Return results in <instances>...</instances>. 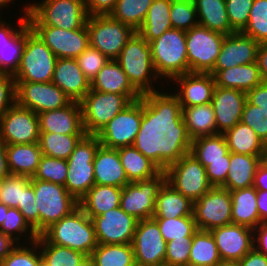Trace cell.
Masks as SVG:
<instances>
[{"label": "cell", "instance_id": "obj_1", "mask_svg": "<svg viewBox=\"0 0 267 266\" xmlns=\"http://www.w3.org/2000/svg\"><path fill=\"white\" fill-rule=\"evenodd\" d=\"M192 140L178 97L153 91L142 95V120L133 146L162 171L190 152Z\"/></svg>", "mask_w": 267, "mask_h": 266}, {"label": "cell", "instance_id": "obj_2", "mask_svg": "<svg viewBox=\"0 0 267 266\" xmlns=\"http://www.w3.org/2000/svg\"><path fill=\"white\" fill-rule=\"evenodd\" d=\"M49 243L91 256L98 242L91 218L78 206L41 234Z\"/></svg>", "mask_w": 267, "mask_h": 266}, {"label": "cell", "instance_id": "obj_3", "mask_svg": "<svg viewBox=\"0 0 267 266\" xmlns=\"http://www.w3.org/2000/svg\"><path fill=\"white\" fill-rule=\"evenodd\" d=\"M27 5L22 11L30 26L74 30L82 28L88 18L84 0H41L40 3Z\"/></svg>", "mask_w": 267, "mask_h": 266}, {"label": "cell", "instance_id": "obj_4", "mask_svg": "<svg viewBox=\"0 0 267 266\" xmlns=\"http://www.w3.org/2000/svg\"><path fill=\"white\" fill-rule=\"evenodd\" d=\"M116 61L141 95L157 91L152 83L160 77L153 66L150 43L137 32L127 41Z\"/></svg>", "mask_w": 267, "mask_h": 266}, {"label": "cell", "instance_id": "obj_5", "mask_svg": "<svg viewBox=\"0 0 267 266\" xmlns=\"http://www.w3.org/2000/svg\"><path fill=\"white\" fill-rule=\"evenodd\" d=\"M152 62L156 74L173 79L189 72L186 48V31L170 29L150 42Z\"/></svg>", "mask_w": 267, "mask_h": 266}, {"label": "cell", "instance_id": "obj_6", "mask_svg": "<svg viewBox=\"0 0 267 266\" xmlns=\"http://www.w3.org/2000/svg\"><path fill=\"white\" fill-rule=\"evenodd\" d=\"M57 59L51 49L29 26L25 30V47L18 71L13 76L14 80L51 82Z\"/></svg>", "mask_w": 267, "mask_h": 266}, {"label": "cell", "instance_id": "obj_7", "mask_svg": "<svg viewBox=\"0 0 267 266\" xmlns=\"http://www.w3.org/2000/svg\"><path fill=\"white\" fill-rule=\"evenodd\" d=\"M141 97L90 90L80 101L86 135H96L113 117Z\"/></svg>", "mask_w": 267, "mask_h": 266}, {"label": "cell", "instance_id": "obj_8", "mask_svg": "<svg viewBox=\"0 0 267 266\" xmlns=\"http://www.w3.org/2000/svg\"><path fill=\"white\" fill-rule=\"evenodd\" d=\"M100 145L96 135H85L67 159L65 188L78 202L95 185L93 160Z\"/></svg>", "mask_w": 267, "mask_h": 266}, {"label": "cell", "instance_id": "obj_9", "mask_svg": "<svg viewBox=\"0 0 267 266\" xmlns=\"http://www.w3.org/2000/svg\"><path fill=\"white\" fill-rule=\"evenodd\" d=\"M30 182L34 188L36 211H39V235L79 206L65 186L40 180Z\"/></svg>", "mask_w": 267, "mask_h": 266}, {"label": "cell", "instance_id": "obj_10", "mask_svg": "<svg viewBox=\"0 0 267 266\" xmlns=\"http://www.w3.org/2000/svg\"><path fill=\"white\" fill-rule=\"evenodd\" d=\"M89 46L98 49L110 60H116L127 41L136 32L131 26L110 15L88 16L86 21Z\"/></svg>", "mask_w": 267, "mask_h": 266}, {"label": "cell", "instance_id": "obj_11", "mask_svg": "<svg viewBox=\"0 0 267 266\" xmlns=\"http://www.w3.org/2000/svg\"><path fill=\"white\" fill-rule=\"evenodd\" d=\"M225 35L197 25L186 31L189 72L210 73L216 64Z\"/></svg>", "mask_w": 267, "mask_h": 266}, {"label": "cell", "instance_id": "obj_12", "mask_svg": "<svg viewBox=\"0 0 267 266\" xmlns=\"http://www.w3.org/2000/svg\"><path fill=\"white\" fill-rule=\"evenodd\" d=\"M166 181L193 202L213 186L209 183L205 167L189 152L165 170Z\"/></svg>", "mask_w": 267, "mask_h": 266}, {"label": "cell", "instance_id": "obj_13", "mask_svg": "<svg viewBox=\"0 0 267 266\" xmlns=\"http://www.w3.org/2000/svg\"><path fill=\"white\" fill-rule=\"evenodd\" d=\"M166 181L165 171L146 179L129 182L122 188L120 207L137 220L153 217L159 189Z\"/></svg>", "mask_w": 267, "mask_h": 266}, {"label": "cell", "instance_id": "obj_14", "mask_svg": "<svg viewBox=\"0 0 267 266\" xmlns=\"http://www.w3.org/2000/svg\"><path fill=\"white\" fill-rule=\"evenodd\" d=\"M142 97L113 117L97 134L102 146L111 149L132 146L140 130Z\"/></svg>", "mask_w": 267, "mask_h": 266}, {"label": "cell", "instance_id": "obj_15", "mask_svg": "<svg viewBox=\"0 0 267 266\" xmlns=\"http://www.w3.org/2000/svg\"><path fill=\"white\" fill-rule=\"evenodd\" d=\"M193 216L197 228L206 231L232 223L230 191L222 187H212L194 201Z\"/></svg>", "mask_w": 267, "mask_h": 266}, {"label": "cell", "instance_id": "obj_16", "mask_svg": "<svg viewBox=\"0 0 267 266\" xmlns=\"http://www.w3.org/2000/svg\"><path fill=\"white\" fill-rule=\"evenodd\" d=\"M39 118L16 102L0 117V139L6 145L39 142Z\"/></svg>", "mask_w": 267, "mask_h": 266}, {"label": "cell", "instance_id": "obj_17", "mask_svg": "<svg viewBox=\"0 0 267 266\" xmlns=\"http://www.w3.org/2000/svg\"><path fill=\"white\" fill-rule=\"evenodd\" d=\"M16 103L39 114L67 106L72 100L53 82L15 81Z\"/></svg>", "mask_w": 267, "mask_h": 266}, {"label": "cell", "instance_id": "obj_18", "mask_svg": "<svg viewBox=\"0 0 267 266\" xmlns=\"http://www.w3.org/2000/svg\"><path fill=\"white\" fill-rule=\"evenodd\" d=\"M131 245L137 266L164 265L167 242L153 218L138 220Z\"/></svg>", "mask_w": 267, "mask_h": 266}, {"label": "cell", "instance_id": "obj_19", "mask_svg": "<svg viewBox=\"0 0 267 266\" xmlns=\"http://www.w3.org/2000/svg\"><path fill=\"white\" fill-rule=\"evenodd\" d=\"M99 244H131L138 220L116 207L91 218Z\"/></svg>", "mask_w": 267, "mask_h": 266}, {"label": "cell", "instance_id": "obj_20", "mask_svg": "<svg viewBox=\"0 0 267 266\" xmlns=\"http://www.w3.org/2000/svg\"><path fill=\"white\" fill-rule=\"evenodd\" d=\"M57 58L76 59L89 46L86 24L79 29L64 30L51 26H30Z\"/></svg>", "mask_w": 267, "mask_h": 266}, {"label": "cell", "instance_id": "obj_21", "mask_svg": "<svg viewBox=\"0 0 267 266\" xmlns=\"http://www.w3.org/2000/svg\"><path fill=\"white\" fill-rule=\"evenodd\" d=\"M221 260L240 261L253 247V229L230 223L212 229Z\"/></svg>", "mask_w": 267, "mask_h": 266}, {"label": "cell", "instance_id": "obj_22", "mask_svg": "<svg viewBox=\"0 0 267 266\" xmlns=\"http://www.w3.org/2000/svg\"><path fill=\"white\" fill-rule=\"evenodd\" d=\"M259 44V42L242 32L225 35L213 70H225L257 62Z\"/></svg>", "mask_w": 267, "mask_h": 266}, {"label": "cell", "instance_id": "obj_23", "mask_svg": "<svg viewBox=\"0 0 267 266\" xmlns=\"http://www.w3.org/2000/svg\"><path fill=\"white\" fill-rule=\"evenodd\" d=\"M177 82L178 92L174 93L181 107H191L211 103L215 80L210 73L188 72L172 79Z\"/></svg>", "mask_w": 267, "mask_h": 266}, {"label": "cell", "instance_id": "obj_24", "mask_svg": "<svg viewBox=\"0 0 267 266\" xmlns=\"http://www.w3.org/2000/svg\"><path fill=\"white\" fill-rule=\"evenodd\" d=\"M246 93L216 86L211 104L215 113L217 134H224L242 119Z\"/></svg>", "mask_w": 267, "mask_h": 266}, {"label": "cell", "instance_id": "obj_25", "mask_svg": "<svg viewBox=\"0 0 267 266\" xmlns=\"http://www.w3.org/2000/svg\"><path fill=\"white\" fill-rule=\"evenodd\" d=\"M38 118L39 132L86 135L80 102L71 101L63 108L39 113Z\"/></svg>", "mask_w": 267, "mask_h": 266}, {"label": "cell", "instance_id": "obj_26", "mask_svg": "<svg viewBox=\"0 0 267 266\" xmlns=\"http://www.w3.org/2000/svg\"><path fill=\"white\" fill-rule=\"evenodd\" d=\"M72 101L80 102L91 90V81L83 74L76 59L58 58L52 81Z\"/></svg>", "mask_w": 267, "mask_h": 266}, {"label": "cell", "instance_id": "obj_27", "mask_svg": "<svg viewBox=\"0 0 267 266\" xmlns=\"http://www.w3.org/2000/svg\"><path fill=\"white\" fill-rule=\"evenodd\" d=\"M93 164L95 185L123 188L129 183L118 149L100 145L95 153Z\"/></svg>", "mask_w": 267, "mask_h": 266}, {"label": "cell", "instance_id": "obj_28", "mask_svg": "<svg viewBox=\"0 0 267 266\" xmlns=\"http://www.w3.org/2000/svg\"><path fill=\"white\" fill-rule=\"evenodd\" d=\"M210 74L213 75L216 86L236 89L244 93L263 82L257 62L225 70H212Z\"/></svg>", "mask_w": 267, "mask_h": 266}, {"label": "cell", "instance_id": "obj_29", "mask_svg": "<svg viewBox=\"0 0 267 266\" xmlns=\"http://www.w3.org/2000/svg\"><path fill=\"white\" fill-rule=\"evenodd\" d=\"M91 90L119 95H141L116 60H109L91 80Z\"/></svg>", "mask_w": 267, "mask_h": 266}, {"label": "cell", "instance_id": "obj_30", "mask_svg": "<svg viewBox=\"0 0 267 266\" xmlns=\"http://www.w3.org/2000/svg\"><path fill=\"white\" fill-rule=\"evenodd\" d=\"M42 155L39 142L6 145V159L9 173L33 177Z\"/></svg>", "mask_w": 267, "mask_h": 266}, {"label": "cell", "instance_id": "obj_31", "mask_svg": "<svg viewBox=\"0 0 267 266\" xmlns=\"http://www.w3.org/2000/svg\"><path fill=\"white\" fill-rule=\"evenodd\" d=\"M194 202L183 196L167 181L159 189L152 218L193 216Z\"/></svg>", "mask_w": 267, "mask_h": 266}, {"label": "cell", "instance_id": "obj_32", "mask_svg": "<svg viewBox=\"0 0 267 266\" xmlns=\"http://www.w3.org/2000/svg\"><path fill=\"white\" fill-rule=\"evenodd\" d=\"M261 155H246L231 152L230 167L226 182L221 186L229 191L253 186L255 172L261 163Z\"/></svg>", "mask_w": 267, "mask_h": 266}, {"label": "cell", "instance_id": "obj_33", "mask_svg": "<svg viewBox=\"0 0 267 266\" xmlns=\"http://www.w3.org/2000/svg\"><path fill=\"white\" fill-rule=\"evenodd\" d=\"M122 188L94 185L78 202L79 207L90 217L99 216L120 206Z\"/></svg>", "mask_w": 267, "mask_h": 266}, {"label": "cell", "instance_id": "obj_34", "mask_svg": "<svg viewBox=\"0 0 267 266\" xmlns=\"http://www.w3.org/2000/svg\"><path fill=\"white\" fill-rule=\"evenodd\" d=\"M232 199V223L255 229L260 225L257 210V190L247 187L230 191Z\"/></svg>", "mask_w": 267, "mask_h": 266}, {"label": "cell", "instance_id": "obj_35", "mask_svg": "<svg viewBox=\"0 0 267 266\" xmlns=\"http://www.w3.org/2000/svg\"><path fill=\"white\" fill-rule=\"evenodd\" d=\"M181 108L183 121L191 140L217 134L215 113L211 103Z\"/></svg>", "mask_w": 267, "mask_h": 266}, {"label": "cell", "instance_id": "obj_36", "mask_svg": "<svg viewBox=\"0 0 267 266\" xmlns=\"http://www.w3.org/2000/svg\"><path fill=\"white\" fill-rule=\"evenodd\" d=\"M198 25L230 35L236 32L230 25L225 0H194Z\"/></svg>", "mask_w": 267, "mask_h": 266}, {"label": "cell", "instance_id": "obj_37", "mask_svg": "<svg viewBox=\"0 0 267 266\" xmlns=\"http://www.w3.org/2000/svg\"><path fill=\"white\" fill-rule=\"evenodd\" d=\"M118 154L129 182L146 180L158 175L162 171L133 145L119 148Z\"/></svg>", "mask_w": 267, "mask_h": 266}, {"label": "cell", "instance_id": "obj_38", "mask_svg": "<svg viewBox=\"0 0 267 266\" xmlns=\"http://www.w3.org/2000/svg\"><path fill=\"white\" fill-rule=\"evenodd\" d=\"M223 135L232 153L262 155L266 147L255 131L241 121Z\"/></svg>", "mask_w": 267, "mask_h": 266}, {"label": "cell", "instance_id": "obj_39", "mask_svg": "<svg viewBox=\"0 0 267 266\" xmlns=\"http://www.w3.org/2000/svg\"><path fill=\"white\" fill-rule=\"evenodd\" d=\"M170 7L171 0H153L144 23L136 32L150 43L172 29Z\"/></svg>", "mask_w": 267, "mask_h": 266}, {"label": "cell", "instance_id": "obj_40", "mask_svg": "<svg viewBox=\"0 0 267 266\" xmlns=\"http://www.w3.org/2000/svg\"><path fill=\"white\" fill-rule=\"evenodd\" d=\"M190 153L204 167L208 166V161L231 159L226 139L223 134L219 133L193 139Z\"/></svg>", "mask_w": 267, "mask_h": 266}, {"label": "cell", "instance_id": "obj_41", "mask_svg": "<svg viewBox=\"0 0 267 266\" xmlns=\"http://www.w3.org/2000/svg\"><path fill=\"white\" fill-rule=\"evenodd\" d=\"M221 261L211 232L198 229L193 235L188 266H216Z\"/></svg>", "mask_w": 267, "mask_h": 266}, {"label": "cell", "instance_id": "obj_42", "mask_svg": "<svg viewBox=\"0 0 267 266\" xmlns=\"http://www.w3.org/2000/svg\"><path fill=\"white\" fill-rule=\"evenodd\" d=\"M95 266H137L131 244H99L90 256Z\"/></svg>", "mask_w": 267, "mask_h": 266}, {"label": "cell", "instance_id": "obj_43", "mask_svg": "<svg viewBox=\"0 0 267 266\" xmlns=\"http://www.w3.org/2000/svg\"><path fill=\"white\" fill-rule=\"evenodd\" d=\"M84 136L40 132L39 145L43 155L67 160Z\"/></svg>", "mask_w": 267, "mask_h": 266}, {"label": "cell", "instance_id": "obj_44", "mask_svg": "<svg viewBox=\"0 0 267 266\" xmlns=\"http://www.w3.org/2000/svg\"><path fill=\"white\" fill-rule=\"evenodd\" d=\"M153 0H117L110 16L137 31L145 21Z\"/></svg>", "mask_w": 267, "mask_h": 266}, {"label": "cell", "instance_id": "obj_45", "mask_svg": "<svg viewBox=\"0 0 267 266\" xmlns=\"http://www.w3.org/2000/svg\"><path fill=\"white\" fill-rule=\"evenodd\" d=\"M37 240L42 260L48 266H77L87 257L71 248L51 244L42 235Z\"/></svg>", "mask_w": 267, "mask_h": 266}, {"label": "cell", "instance_id": "obj_46", "mask_svg": "<svg viewBox=\"0 0 267 266\" xmlns=\"http://www.w3.org/2000/svg\"><path fill=\"white\" fill-rule=\"evenodd\" d=\"M27 22L0 50V72L14 76L19 68L25 47V30L29 27Z\"/></svg>", "mask_w": 267, "mask_h": 266}, {"label": "cell", "instance_id": "obj_47", "mask_svg": "<svg viewBox=\"0 0 267 266\" xmlns=\"http://www.w3.org/2000/svg\"><path fill=\"white\" fill-rule=\"evenodd\" d=\"M160 229L166 242L184 237H193L198 230L194 216H183L178 218H153Z\"/></svg>", "mask_w": 267, "mask_h": 266}, {"label": "cell", "instance_id": "obj_48", "mask_svg": "<svg viewBox=\"0 0 267 266\" xmlns=\"http://www.w3.org/2000/svg\"><path fill=\"white\" fill-rule=\"evenodd\" d=\"M67 175V160L42 155L37 171L33 177H31V180L52 182L65 186Z\"/></svg>", "mask_w": 267, "mask_h": 266}, {"label": "cell", "instance_id": "obj_49", "mask_svg": "<svg viewBox=\"0 0 267 266\" xmlns=\"http://www.w3.org/2000/svg\"><path fill=\"white\" fill-rule=\"evenodd\" d=\"M0 231L10 237L17 244H19L20 237L24 234L25 236L27 235L28 241L31 242L36 241L38 238L37 233L28 224L20 211L17 208L12 207H9L7 213H5L4 222L0 227Z\"/></svg>", "mask_w": 267, "mask_h": 266}, {"label": "cell", "instance_id": "obj_50", "mask_svg": "<svg viewBox=\"0 0 267 266\" xmlns=\"http://www.w3.org/2000/svg\"><path fill=\"white\" fill-rule=\"evenodd\" d=\"M255 41L267 42V0H254L248 24L241 31Z\"/></svg>", "mask_w": 267, "mask_h": 266}, {"label": "cell", "instance_id": "obj_51", "mask_svg": "<svg viewBox=\"0 0 267 266\" xmlns=\"http://www.w3.org/2000/svg\"><path fill=\"white\" fill-rule=\"evenodd\" d=\"M31 177L9 174L0 181V203L12 208L22 206L23 189Z\"/></svg>", "mask_w": 267, "mask_h": 266}, {"label": "cell", "instance_id": "obj_52", "mask_svg": "<svg viewBox=\"0 0 267 266\" xmlns=\"http://www.w3.org/2000/svg\"><path fill=\"white\" fill-rule=\"evenodd\" d=\"M170 21L173 29L190 30L198 25L194 0H171Z\"/></svg>", "mask_w": 267, "mask_h": 266}, {"label": "cell", "instance_id": "obj_53", "mask_svg": "<svg viewBox=\"0 0 267 266\" xmlns=\"http://www.w3.org/2000/svg\"><path fill=\"white\" fill-rule=\"evenodd\" d=\"M30 245L31 247L16 245L8 256L1 260V266H40L43 260L38 240L31 242Z\"/></svg>", "mask_w": 267, "mask_h": 266}, {"label": "cell", "instance_id": "obj_54", "mask_svg": "<svg viewBox=\"0 0 267 266\" xmlns=\"http://www.w3.org/2000/svg\"><path fill=\"white\" fill-rule=\"evenodd\" d=\"M241 122L250 126L267 146V111L262 110L261 107L255 106L246 100Z\"/></svg>", "mask_w": 267, "mask_h": 266}, {"label": "cell", "instance_id": "obj_55", "mask_svg": "<svg viewBox=\"0 0 267 266\" xmlns=\"http://www.w3.org/2000/svg\"><path fill=\"white\" fill-rule=\"evenodd\" d=\"M254 0H225L228 20L236 32H241L248 24Z\"/></svg>", "mask_w": 267, "mask_h": 266}, {"label": "cell", "instance_id": "obj_56", "mask_svg": "<svg viewBox=\"0 0 267 266\" xmlns=\"http://www.w3.org/2000/svg\"><path fill=\"white\" fill-rule=\"evenodd\" d=\"M193 237L167 242L164 264L168 266H188Z\"/></svg>", "mask_w": 267, "mask_h": 266}, {"label": "cell", "instance_id": "obj_57", "mask_svg": "<svg viewBox=\"0 0 267 266\" xmlns=\"http://www.w3.org/2000/svg\"><path fill=\"white\" fill-rule=\"evenodd\" d=\"M76 60L83 74L91 81L110 59L98 49L88 46Z\"/></svg>", "mask_w": 267, "mask_h": 266}, {"label": "cell", "instance_id": "obj_58", "mask_svg": "<svg viewBox=\"0 0 267 266\" xmlns=\"http://www.w3.org/2000/svg\"><path fill=\"white\" fill-rule=\"evenodd\" d=\"M17 209L39 235V211H36L35 193L31 182L23 189L22 206H18Z\"/></svg>", "mask_w": 267, "mask_h": 266}, {"label": "cell", "instance_id": "obj_59", "mask_svg": "<svg viewBox=\"0 0 267 266\" xmlns=\"http://www.w3.org/2000/svg\"><path fill=\"white\" fill-rule=\"evenodd\" d=\"M16 83L12 75L0 72V117L16 102Z\"/></svg>", "mask_w": 267, "mask_h": 266}, {"label": "cell", "instance_id": "obj_60", "mask_svg": "<svg viewBox=\"0 0 267 266\" xmlns=\"http://www.w3.org/2000/svg\"><path fill=\"white\" fill-rule=\"evenodd\" d=\"M230 160L208 161L205 167L209 183L213 187H221L226 182Z\"/></svg>", "mask_w": 267, "mask_h": 266}, {"label": "cell", "instance_id": "obj_61", "mask_svg": "<svg viewBox=\"0 0 267 266\" xmlns=\"http://www.w3.org/2000/svg\"><path fill=\"white\" fill-rule=\"evenodd\" d=\"M117 0H84L88 16L110 15Z\"/></svg>", "mask_w": 267, "mask_h": 266}, {"label": "cell", "instance_id": "obj_62", "mask_svg": "<svg viewBox=\"0 0 267 266\" xmlns=\"http://www.w3.org/2000/svg\"><path fill=\"white\" fill-rule=\"evenodd\" d=\"M0 16V50L3 49L8 41L28 22L27 16L19 17L18 29L13 27L12 24L7 23Z\"/></svg>", "mask_w": 267, "mask_h": 266}, {"label": "cell", "instance_id": "obj_63", "mask_svg": "<svg viewBox=\"0 0 267 266\" xmlns=\"http://www.w3.org/2000/svg\"><path fill=\"white\" fill-rule=\"evenodd\" d=\"M246 100L267 111V82H262L248 91L246 93Z\"/></svg>", "mask_w": 267, "mask_h": 266}, {"label": "cell", "instance_id": "obj_64", "mask_svg": "<svg viewBox=\"0 0 267 266\" xmlns=\"http://www.w3.org/2000/svg\"><path fill=\"white\" fill-rule=\"evenodd\" d=\"M253 234L254 248L267 256V223L257 226Z\"/></svg>", "mask_w": 267, "mask_h": 266}, {"label": "cell", "instance_id": "obj_65", "mask_svg": "<svg viewBox=\"0 0 267 266\" xmlns=\"http://www.w3.org/2000/svg\"><path fill=\"white\" fill-rule=\"evenodd\" d=\"M240 266H267V256L254 247L239 261Z\"/></svg>", "mask_w": 267, "mask_h": 266}, {"label": "cell", "instance_id": "obj_66", "mask_svg": "<svg viewBox=\"0 0 267 266\" xmlns=\"http://www.w3.org/2000/svg\"><path fill=\"white\" fill-rule=\"evenodd\" d=\"M257 64L263 82H267V42H261L257 51Z\"/></svg>", "mask_w": 267, "mask_h": 266}, {"label": "cell", "instance_id": "obj_67", "mask_svg": "<svg viewBox=\"0 0 267 266\" xmlns=\"http://www.w3.org/2000/svg\"><path fill=\"white\" fill-rule=\"evenodd\" d=\"M257 210L260 224L267 223V191L257 190Z\"/></svg>", "mask_w": 267, "mask_h": 266}, {"label": "cell", "instance_id": "obj_68", "mask_svg": "<svg viewBox=\"0 0 267 266\" xmlns=\"http://www.w3.org/2000/svg\"><path fill=\"white\" fill-rule=\"evenodd\" d=\"M253 187L267 191V169L260 163L256 169Z\"/></svg>", "mask_w": 267, "mask_h": 266}, {"label": "cell", "instance_id": "obj_69", "mask_svg": "<svg viewBox=\"0 0 267 266\" xmlns=\"http://www.w3.org/2000/svg\"><path fill=\"white\" fill-rule=\"evenodd\" d=\"M16 245L15 241L0 231V260L6 258Z\"/></svg>", "mask_w": 267, "mask_h": 266}, {"label": "cell", "instance_id": "obj_70", "mask_svg": "<svg viewBox=\"0 0 267 266\" xmlns=\"http://www.w3.org/2000/svg\"><path fill=\"white\" fill-rule=\"evenodd\" d=\"M9 174L6 159V144L0 139V181Z\"/></svg>", "mask_w": 267, "mask_h": 266}, {"label": "cell", "instance_id": "obj_71", "mask_svg": "<svg viewBox=\"0 0 267 266\" xmlns=\"http://www.w3.org/2000/svg\"><path fill=\"white\" fill-rule=\"evenodd\" d=\"M8 208V206L4 205L3 203H0V227L4 222L5 213H7Z\"/></svg>", "mask_w": 267, "mask_h": 266}, {"label": "cell", "instance_id": "obj_72", "mask_svg": "<svg viewBox=\"0 0 267 266\" xmlns=\"http://www.w3.org/2000/svg\"><path fill=\"white\" fill-rule=\"evenodd\" d=\"M216 266H240L239 261L222 260Z\"/></svg>", "mask_w": 267, "mask_h": 266}, {"label": "cell", "instance_id": "obj_73", "mask_svg": "<svg viewBox=\"0 0 267 266\" xmlns=\"http://www.w3.org/2000/svg\"><path fill=\"white\" fill-rule=\"evenodd\" d=\"M77 266H95V265H94L92 258L90 256H87Z\"/></svg>", "mask_w": 267, "mask_h": 266}, {"label": "cell", "instance_id": "obj_74", "mask_svg": "<svg viewBox=\"0 0 267 266\" xmlns=\"http://www.w3.org/2000/svg\"><path fill=\"white\" fill-rule=\"evenodd\" d=\"M260 160L261 164L267 169V146L265 147V150L262 153Z\"/></svg>", "mask_w": 267, "mask_h": 266}, {"label": "cell", "instance_id": "obj_75", "mask_svg": "<svg viewBox=\"0 0 267 266\" xmlns=\"http://www.w3.org/2000/svg\"><path fill=\"white\" fill-rule=\"evenodd\" d=\"M13 1L15 0H0V9L2 10L3 8L7 7V5L9 6V4H12Z\"/></svg>", "mask_w": 267, "mask_h": 266}, {"label": "cell", "instance_id": "obj_76", "mask_svg": "<svg viewBox=\"0 0 267 266\" xmlns=\"http://www.w3.org/2000/svg\"><path fill=\"white\" fill-rule=\"evenodd\" d=\"M40 266H48V265H46V264L42 261Z\"/></svg>", "mask_w": 267, "mask_h": 266}]
</instances>
